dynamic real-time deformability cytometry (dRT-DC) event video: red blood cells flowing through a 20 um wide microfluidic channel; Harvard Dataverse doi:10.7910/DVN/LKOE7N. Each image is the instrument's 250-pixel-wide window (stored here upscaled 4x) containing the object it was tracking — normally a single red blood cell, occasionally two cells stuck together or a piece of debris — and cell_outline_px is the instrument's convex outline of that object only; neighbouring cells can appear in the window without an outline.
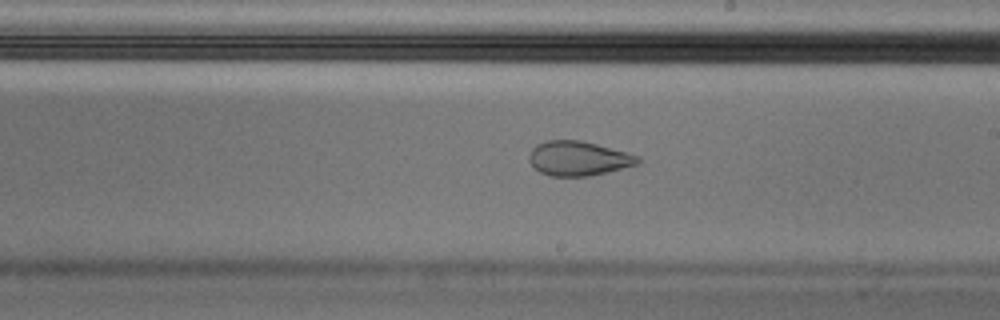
{"species": "Egyptian fruit bat (a non-hibernating species)", "species_latin": "Rousettus aegyptiacus", "temperature_condition": "cold", "stored_images_in_passage": 42, "camera_frame_rate_fps": 3000, "um_per_image_px": 0.085, "animal": {"sex": "male"}, "frame": {"image": 1, "passage_image": 19, "time_ms": 6.0, "image_size_px": [1000, 320], "cell_outline_px": [[640, 164], [608, 172], [588, 176], [552, 176], [540, 172], [532, 168], [528, 160], [528, 156], [532, 148], [536, 144], [548, 140], [580, 140], [628, 152], [640, 156]], "centroid_in_image_um": [49.16, 13.47], "position_along_channel_um": 239.8, "area_um2": 22.14}, "authors_computed_cell_mechanics": {"area_um2": 23.5246, "velocity_mm_per_s": 3.5417, "shape_relaxation_time_tau1_ms": null, "shape_relaxation_time_tau2_ms": 1.2402, "deformation_change_tau1": null, "deformation_change_tau2": 0.0754}}